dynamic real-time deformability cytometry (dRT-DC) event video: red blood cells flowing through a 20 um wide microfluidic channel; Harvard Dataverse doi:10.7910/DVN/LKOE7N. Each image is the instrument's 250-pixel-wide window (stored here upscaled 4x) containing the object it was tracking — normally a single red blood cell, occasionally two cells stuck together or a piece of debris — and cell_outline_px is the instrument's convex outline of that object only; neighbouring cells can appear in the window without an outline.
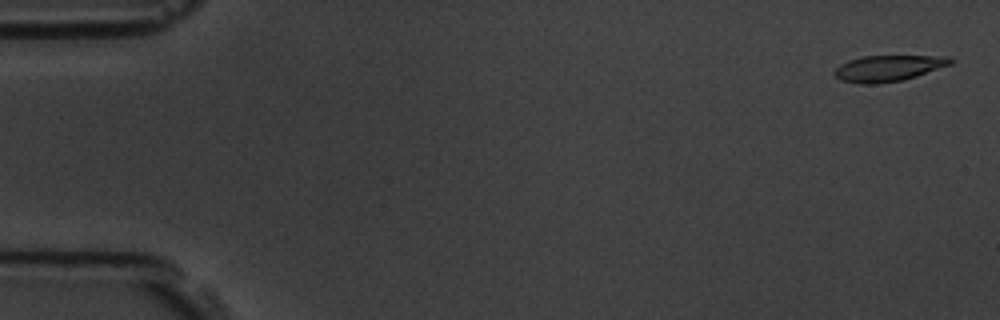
{"species": "common noctule bat (a hibernating species)", "species_latin": "Nyctalus noctula", "temperature_condition": "room temperature", "stored_images_in_passage": 5, "camera_frame_rate_fps": 3000, "um_per_image_px": 0.085, "animal": {"sex": "male", "body_mass_g": 19.5, "forearm_length_mm": 54.6}, "frame": {"image": 1, "passage_image": 1, "time_ms": 0.0, "image_size_px": [1000, 320], "cell_outline_px": [[952, 64], [916, 76], [900, 80], [880, 84], [860, 84], [840, 80], [832, 72], [840, 64], [848, 60], [864, 56], [948, 56], [952, 60]], "centroid_in_image_um": [75.46, 5.8], "position_along_channel_um": 9.5, "area_um2": 17.57}}
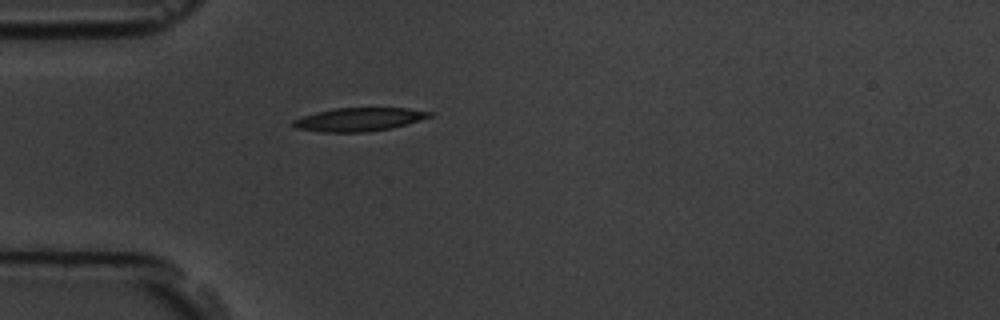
{"frame": {"image": 2, "passage_image": 5, "time_ms": 4.667, "image_size_px": [1000, 320], "cell_outline_px": [[432, 116], [408, 124], [392, 128], [368, 132], [320, 132], [296, 128], [292, 124], [292, 120], [316, 112], [332, 108], [408, 108], [432, 112]], "centroid_in_image_um": [30.52, 10.15], "position_along_channel_um": 54.5, "area_um2": 18.67}}